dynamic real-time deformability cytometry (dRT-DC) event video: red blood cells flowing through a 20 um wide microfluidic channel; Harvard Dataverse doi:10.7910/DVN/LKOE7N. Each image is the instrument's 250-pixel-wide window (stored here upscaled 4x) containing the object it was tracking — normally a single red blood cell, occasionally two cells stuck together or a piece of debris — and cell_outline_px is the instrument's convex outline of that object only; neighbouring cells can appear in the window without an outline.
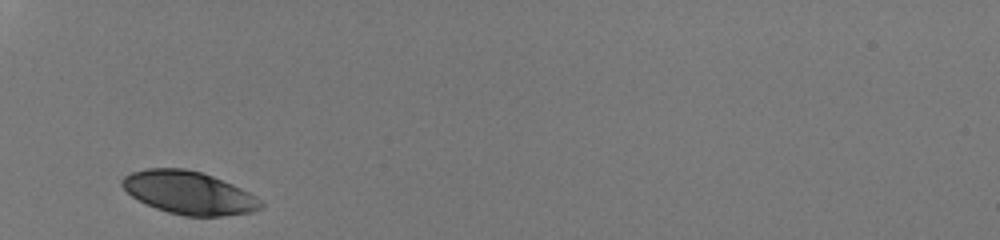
{"species": "human", "species_latin": "Homo sapiens", "temperature_condition": "room temperature", "stored_images_in_passage": 26, "camera_frame_rate_fps": 3000, "um_per_image_px": 0.085, "donor": {"sex": "male"}, "frame": {"image": 1, "passage_image": 1, "time_ms": 0.0, "image_size_px": [1000, 240], "cell_outline_px": [[264, 204], [260, 208], [252, 212], [224, 216], [184, 216], [168, 212], [156, 208], [132, 196], [120, 184], [120, 180], [124, 176], [132, 172], [144, 168], [184, 168], [200, 172], [212, 176], [232, 184], [256, 196]], "centroid_in_image_um": [16.05, 16.38], "position_along_channel_um": 69.0, "area_um2": 34.51}}
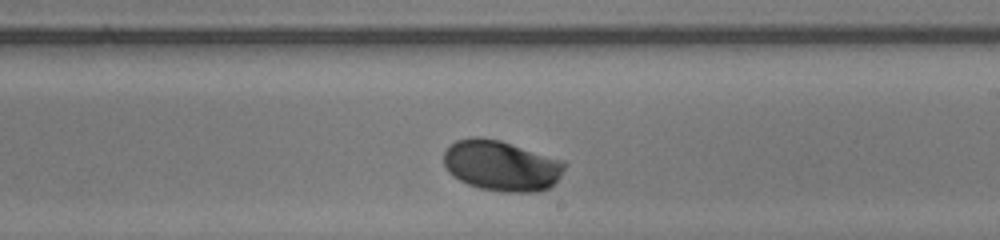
{"frame": {"image": 2, "passage_image": 15, "time_ms": 4.667, "image_size_px": [1000, 240], "cell_outline_px": [[564, 168], [560, 176], [548, 188], [532, 192], [504, 192], [480, 188], [468, 184], [460, 180], [448, 172], [444, 164], [444, 152], [456, 140], [472, 136], [480, 136], [500, 140], [564, 160]], "centroid_in_image_um": [42.6, 14.06], "position_along_channel_um": 246.4, "area_um2": 35.49}}
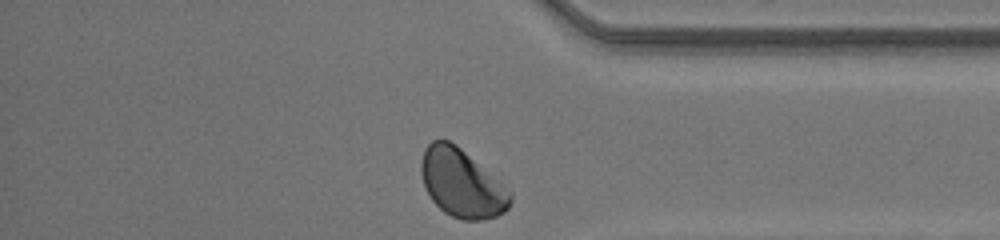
{"frame": {"image": 3, "passage_image": 26, "time_ms": 8.333, "image_size_px": [1000, 240], "cell_outline_px": [[512, 200], [508, 208], [504, 212], [496, 216], [484, 220], [464, 220], [452, 216], [444, 212], [432, 200], [424, 184], [420, 168], [420, 164], [424, 148], [432, 140], [448, 140], [456, 144], [512, 192]], "centroid_in_image_um": [39.25, 15.58], "position_along_channel_um": 396.0, "area_um2": 35.14}, "authors_computed_cell_mechanics": {"area_um2": 34.969, "velocity_mm_per_s": 4.1524, "shape_relaxation_time_tau1_ms": 2.2846, "shape_relaxation_time_tau2_ms": null, "deformation_change_tau1": 0.1193, "deformation_change_tau2": null}}